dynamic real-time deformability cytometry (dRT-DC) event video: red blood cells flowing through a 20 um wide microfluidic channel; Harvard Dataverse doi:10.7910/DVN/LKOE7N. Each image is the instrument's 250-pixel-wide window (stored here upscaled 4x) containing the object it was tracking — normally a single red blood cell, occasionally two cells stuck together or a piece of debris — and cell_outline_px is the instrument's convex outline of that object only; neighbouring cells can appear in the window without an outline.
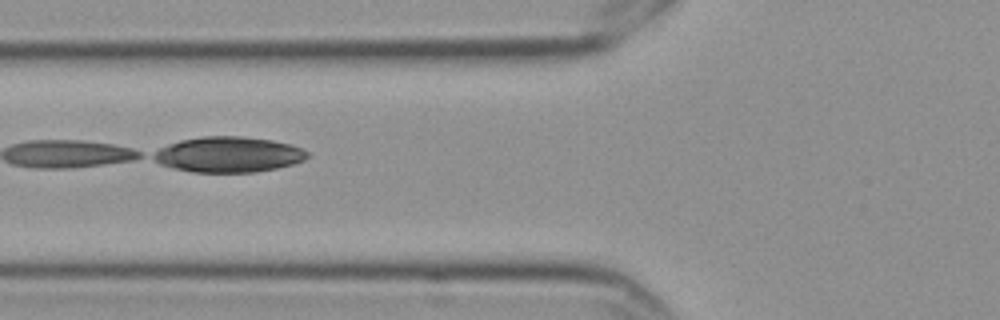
{"species": "Egyptian fruit bat (a non-hibernating species)", "species_latin": "Rousettus aegyptiacus", "temperature_condition": "cold", "stored_images_in_passage": 14, "camera_frame_rate_fps": 3000, "um_per_image_px": 0.085, "frame": {"image": 1, "passage_image": 5, "time_ms": 1.333, "image_size_px": [1000, 320], "cell_outline_px": [[312, 156], [304, 160], [292, 164], [276, 168], [256, 172], [192, 172], [172, 168], [160, 164], [148, 156], [152, 152], [168, 144], [180, 140], [204, 136], [244, 136], [272, 140], [292, 144], [308, 152]], "centroid_in_image_um": [19.39, 13.13], "position_along_channel_um": 106.4, "area_um2": 32.19}}
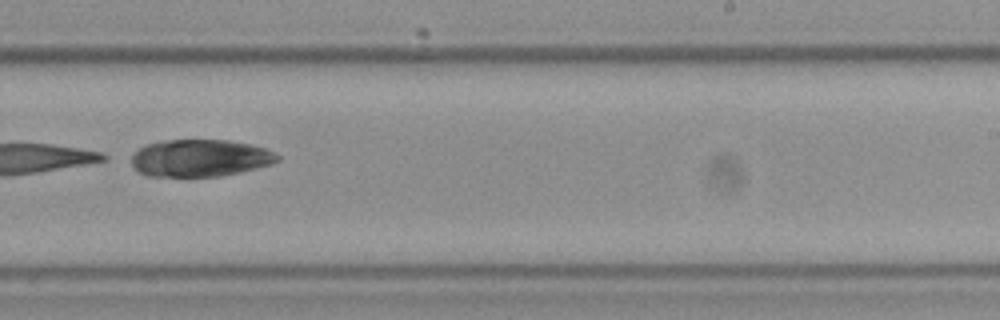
{"frame": {"image": 2, "passage_image": 9, "time_ms": 2.667, "image_size_px": [1000, 320], "cell_outline_px": [[280, 160], [272, 164], [240, 172], [220, 176], [148, 176], [140, 172], [132, 164], [132, 152], [144, 144], [168, 140], [228, 140], [252, 144], [276, 152], [280, 156]], "centroid_in_image_um": [17.03, 13.42], "position_along_channel_um": 272.0, "area_um2": 31.79}}
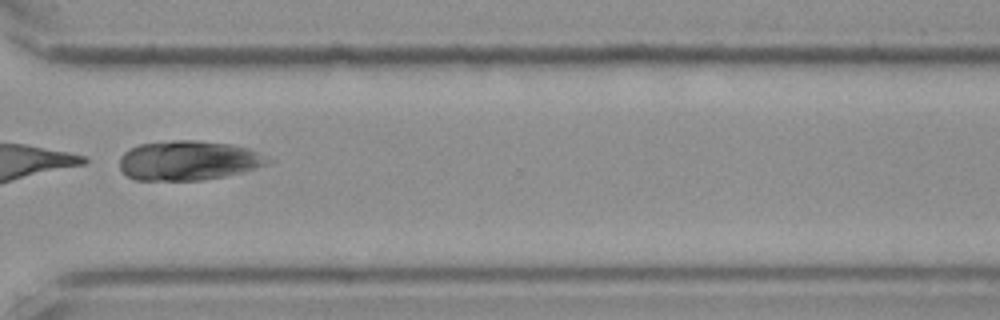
{"frame": {"image": 3, "passage_image": 11, "time_ms": 3.333, "image_size_px": [1000, 320], "cell_outline_px": [[276, 160], [268, 164], [256, 168], [224, 176], [204, 180], [136, 180], [128, 176], [120, 168], [120, 156], [128, 148], [140, 144], [172, 140], [196, 140], [232, 144], [248, 148]], "centroid_in_image_um": [16.03, 13.63], "position_along_channel_um": 354.6, "area_um2": 34.39}}